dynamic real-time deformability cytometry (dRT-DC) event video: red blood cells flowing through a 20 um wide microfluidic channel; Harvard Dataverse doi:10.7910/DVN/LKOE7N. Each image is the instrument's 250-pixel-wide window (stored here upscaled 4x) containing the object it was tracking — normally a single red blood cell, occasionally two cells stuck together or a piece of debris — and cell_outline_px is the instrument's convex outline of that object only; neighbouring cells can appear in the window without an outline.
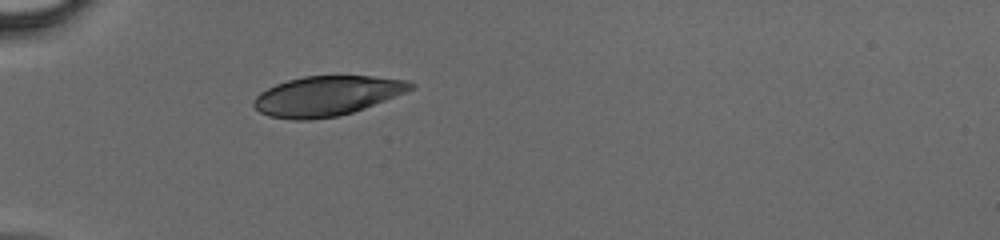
{"species": "human", "species_latin": "Homo sapiens", "temperature_condition": "cold", "stored_images_in_passage": 32, "camera_frame_rate_fps": 3000, "um_per_image_px": 0.085, "donor": {"sex": "male"}, "frame": {"image": 1, "passage_image": 1, "time_ms": 0.0, "image_size_px": [1000, 240], "cell_outline_px": [[416, 88], [364, 108], [340, 116], [308, 120], [292, 120], [268, 116], [260, 112], [252, 104], [252, 100], [260, 92], [276, 84], [288, 80], [304, 76], [372, 76], [408, 80], [416, 84]], "centroid_in_image_um": [27.78, 8.15], "position_along_channel_um": 57.2, "area_um2": 36.47}}
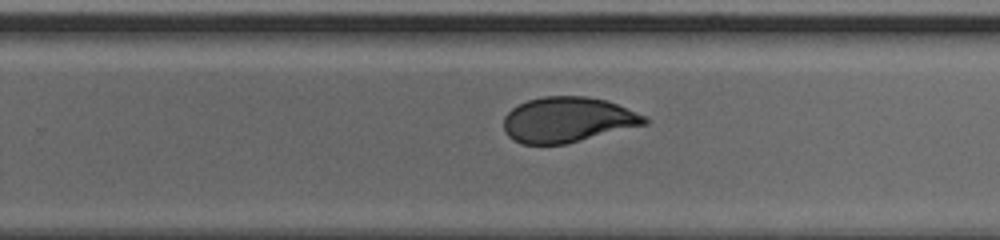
{"frame": {"image": 2, "passage_image": 17, "time_ms": 5.333, "image_size_px": [1000, 240], "cell_outline_px": [[648, 124], [564, 144], [524, 144], [512, 140], [508, 136], [504, 128], [504, 116], [512, 108], [528, 100], [544, 96], [584, 96], [608, 100], [644, 116], [648, 120]], "centroid_in_image_um": [48.23, 10.17], "position_along_channel_um": 281.6, "area_um2": 36.99}}
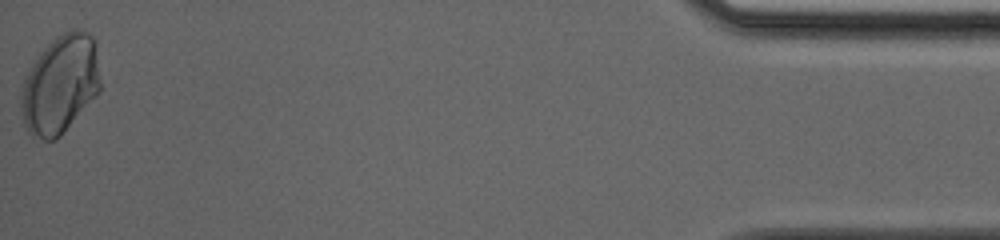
{"frame": {"image": 3, "passage_image": 32, "time_ms": 10.333, "image_size_px": [1000, 240], "cell_outline_px": [[100, 92], [60, 136], [56, 140], [44, 140], [32, 136], [28, 132], [24, 124], [20, 104], [20, 92], [24, 76], [40, 52], [56, 36], [72, 28], [80, 28], [88, 32], [96, 40], [100, 80]], "centroid_in_image_um": [5.12, 7.15], "position_along_channel_um": 430.1, "area_um2": 46.12}}